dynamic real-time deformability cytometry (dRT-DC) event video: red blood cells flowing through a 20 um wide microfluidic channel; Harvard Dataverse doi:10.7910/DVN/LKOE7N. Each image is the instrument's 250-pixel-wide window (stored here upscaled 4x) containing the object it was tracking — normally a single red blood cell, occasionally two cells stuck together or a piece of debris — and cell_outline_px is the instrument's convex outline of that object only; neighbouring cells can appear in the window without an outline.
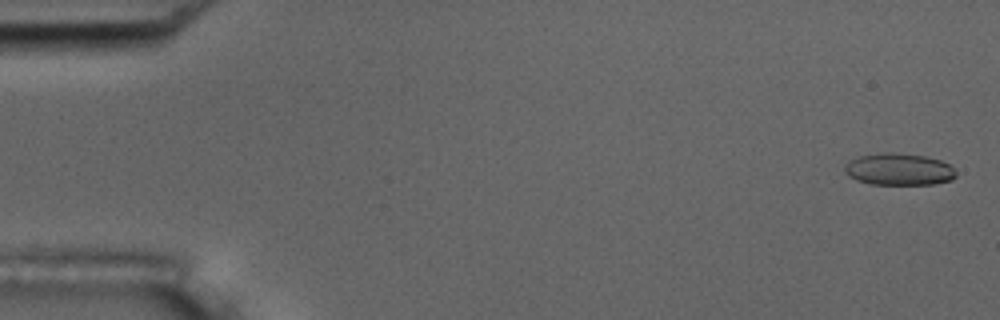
{"species": "common noctule bat (a hibernating species)", "species_latin": "Nyctalus noctula", "temperature_condition": "room temperature", "stored_images_in_passage": 54, "camera_frame_rate_fps": 3000, "um_per_image_px": 0.085, "animal": {"sex": "male", "body_mass_g": 17.5, "forearm_length_mm": 52.3}, "frame": {"image": 1, "passage_image": 2, "time_ms": 0.333, "image_size_px": [1000, 320], "cell_outline_px": [[956, 176], [952, 180], [932, 184], [872, 184], [856, 180], [848, 176], [844, 172], [844, 164], [848, 160], [860, 156], [884, 152], [892, 152], [924, 156], [940, 160], [948, 164], [956, 172]], "centroid_in_image_um": [76.36, 14.39], "position_along_channel_um": 8.6, "area_um2": 20.75}}
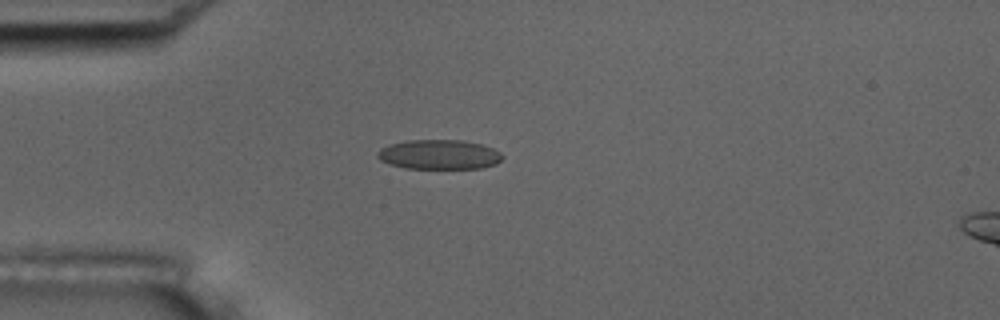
{"frame": {"image": 2, "passage_image": 15, "time_ms": 4.667, "image_size_px": [1000, 320], "cell_outline_px": [[504, 156], [496, 164], [480, 168], [404, 168], [388, 164], [380, 160], [376, 156], [376, 152], [380, 148], [388, 144], [408, 140], [460, 140], [480, 144], [492, 148], [500, 152]], "centroid_in_image_um": [37.27, 13.13], "position_along_channel_um": 47.7, "area_um2": 21.62}}
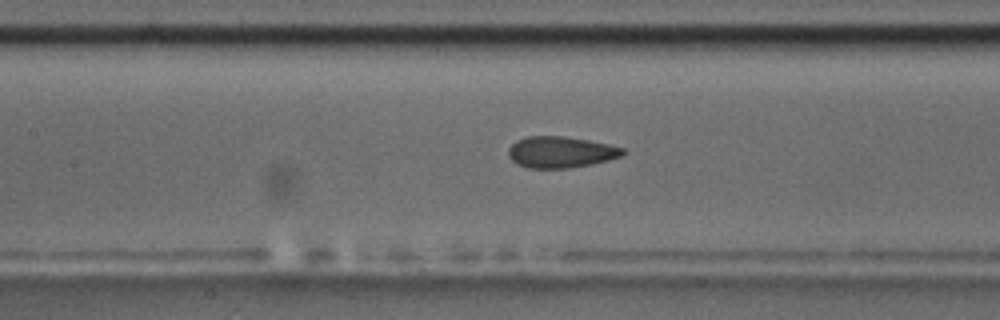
{"frame": {"image": 3, "passage_image": 25, "time_ms": 8.0, "image_size_px": [1000, 320], "cell_outline_px": [[624, 152], [620, 156], [608, 160], [592, 164], [568, 168], [528, 168], [516, 164], [508, 156], [508, 148], [516, 140], [528, 136], [564, 136], [588, 140], [608, 144], [624, 148]], "centroid_in_image_um": [47.62, 12.93], "position_along_channel_um": 159.8, "area_um2": 20.87}, "authors_computed_cell_mechanics": {"area_um2": 21.2126, "velocity_mm_per_s": 3.7792, "shape_relaxation_time_tau1_ms": null, "shape_relaxation_time_tau2_ms": 1.4476, "deformation_change_tau1": null, "deformation_change_tau2": 0.0684}}